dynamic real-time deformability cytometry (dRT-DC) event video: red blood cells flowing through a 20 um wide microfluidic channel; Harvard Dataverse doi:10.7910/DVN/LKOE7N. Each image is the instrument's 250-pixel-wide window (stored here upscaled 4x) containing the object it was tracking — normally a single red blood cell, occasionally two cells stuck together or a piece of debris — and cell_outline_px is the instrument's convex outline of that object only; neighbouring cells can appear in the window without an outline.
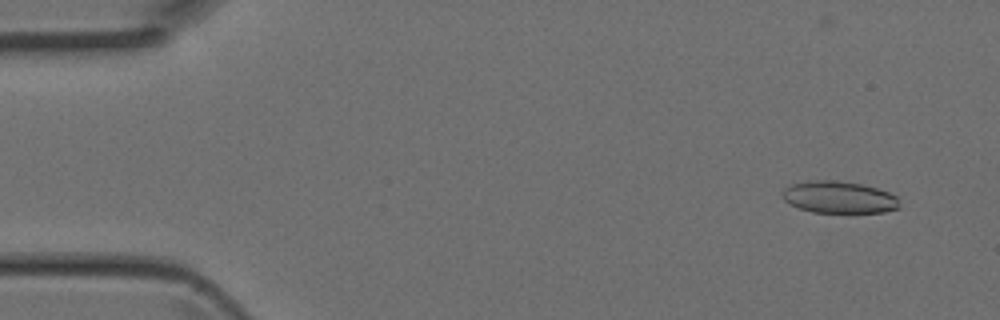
{"species": "Egyptian fruit bat (a non-hibernating species)", "species_latin": "Rousettus aegyptiacus", "temperature_condition": "room temperature", "stored_images_in_passage": 3, "camera_frame_rate_fps": 3000, "um_per_image_px": 0.085, "animal": {"sex": "female"}, "frame": {"image": 1, "passage_image": 1, "time_ms": 0.0, "image_size_px": [1000, 320], "cell_outline_px": [[900, 208], [884, 212], [812, 212], [788, 204], [784, 200], [780, 192], [784, 188], [792, 184], [808, 180], [836, 180], [864, 184], [888, 192], [896, 196]], "centroid_in_image_um": [71.27, 16.75], "position_along_channel_um": 13.7, "area_um2": 21.96}}